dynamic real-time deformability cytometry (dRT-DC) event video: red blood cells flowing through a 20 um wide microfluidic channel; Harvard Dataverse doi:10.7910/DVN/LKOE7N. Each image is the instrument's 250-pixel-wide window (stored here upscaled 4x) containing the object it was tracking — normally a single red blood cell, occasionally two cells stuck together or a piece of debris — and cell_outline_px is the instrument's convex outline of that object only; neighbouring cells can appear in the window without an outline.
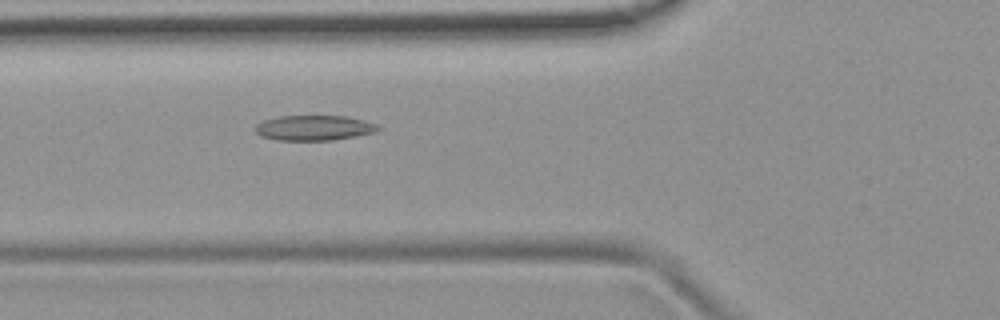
{"species": "common noctule bat (a hibernating species)", "species_latin": "Nyctalus noctula", "temperature_condition": "room temperature", "stored_images_in_passage": 44, "camera_frame_rate_fps": 3000, "um_per_image_px": 0.085, "animal": {"sex": "female", "body_mass_g": 19.9}, "frame": {"image": 1, "passage_image": 11, "time_ms": 3.333, "image_size_px": [1000, 320], "cell_outline_px": [[380, 128], [376, 132], [356, 136], [332, 140], [276, 140], [260, 136], [256, 132], [256, 124], [264, 120], [280, 116], [348, 116], [364, 120], [376, 124]], "centroid_in_image_um": [26.7, 10.87], "position_along_channel_um": 99.1, "area_um2": 17.98}}
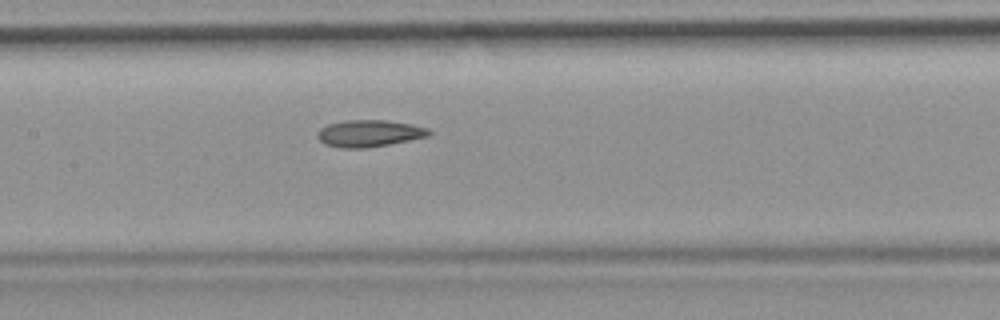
{"frame": {"image": 2, "passage_image": 17, "time_ms": 5.333, "image_size_px": [1000, 320], "cell_outline_px": [[432, 132], [428, 136], [388, 144], [364, 148], [340, 148], [324, 144], [316, 136], [320, 128], [328, 124], [344, 120], [388, 120], [412, 124], [428, 128]], "centroid_in_image_um": [31.36, 11.33], "position_along_channel_um": 176.0, "area_um2": 17.46}}
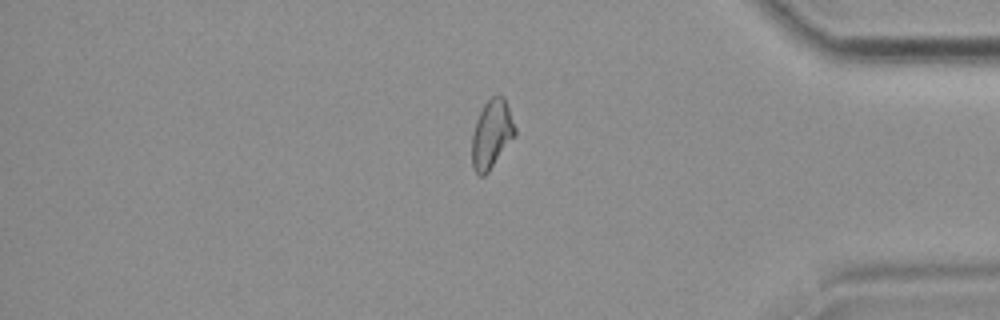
{"frame": {"image": 3, "passage_image": 36, "time_ms": 11.667, "image_size_px": [1000, 320], "cell_outline_px": [[516, 136], [488, 172], [484, 176], [480, 176], [472, 168], [472, 132], [476, 120], [484, 104], [496, 92], [504, 96], [516, 128]], "centroid_in_image_um": [41.8, 11.38], "position_along_channel_um": 393.4, "area_um2": 17.46}, "authors_computed_cell_mechanics": {"area_um2": 17.5134, "velocity_mm_per_s": 3.8321, "shape_relaxation_time_tau1_ms": null, "shape_relaxation_time_tau2_ms": 3.7126, "deformation_change_tau1": null, "deformation_change_tau2": 0.112}}